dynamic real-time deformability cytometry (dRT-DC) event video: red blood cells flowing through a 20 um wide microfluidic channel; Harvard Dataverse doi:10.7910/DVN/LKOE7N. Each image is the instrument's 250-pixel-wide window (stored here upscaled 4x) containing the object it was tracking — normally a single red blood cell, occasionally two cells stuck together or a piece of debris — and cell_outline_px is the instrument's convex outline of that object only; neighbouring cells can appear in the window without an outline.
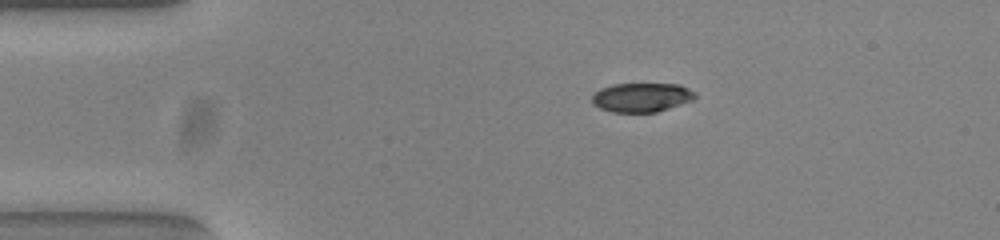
{"species": "common noctule bat (a hibernating species)", "species_latin": "Nyctalus noctula", "temperature_condition": "warm", "stored_images_in_passage": 44, "camera_frame_rate_fps": 3000, "um_per_image_px": 0.085, "animal": {"sex": "female", "body_mass_g": 23.0, "forearm_length_mm": 53.4}, "frame": {"image": 1, "passage_image": 1, "time_ms": 0.0, "image_size_px": [1000, 240], "cell_outline_px": [[696, 96], [692, 100], [656, 112], [612, 112], [600, 108], [592, 104], [592, 96], [600, 88], [612, 84], [680, 84], [696, 92]], "centroid_in_image_um": [54.52, 8.27], "position_along_channel_um": 30.5, "area_um2": 17.46}}
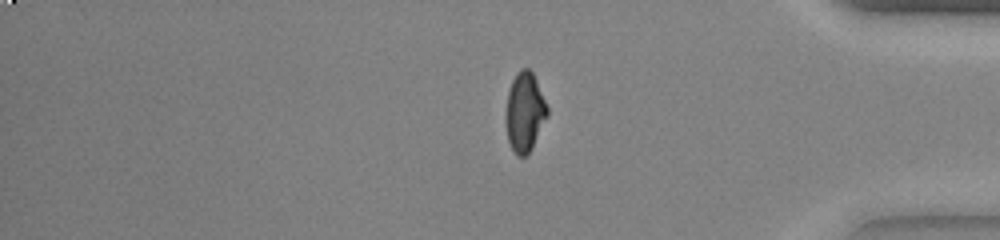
{"frame": {"image": 2, "passage_image": 35, "time_ms": 11.333, "image_size_px": [1000, 240], "cell_outline_px": [[548, 116], [532, 148], [524, 156], [516, 156], [508, 140], [504, 120], [504, 116], [508, 92], [512, 80], [516, 72], [520, 68], [528, 68], [532, 72], [536, 80], [548, 108]], "centroid_in_image_um": [44.58, 9.52], "position_along_channel_um": 390.6, "area_um2": 19.36}}
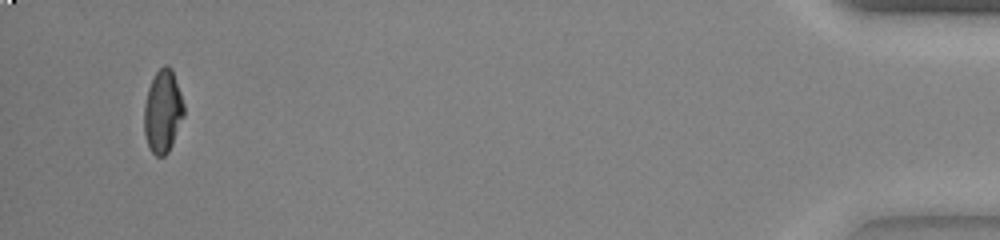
{"frame": {"image": 3, "passage_image": 42, "time_ms": 13.667, "image_size_px": [1000, 240], "cell_outline_px": [[184, 116], [172, 144], [168, 152], [164, 156], [156, 156], [152, 152], [148, 144], [144, 132], [144, 104], [148, 88], [152, 76], [164, 64], [168, 64], [172, 68], [184, 104]], "centroid_in_image_um": [13.83, 9.43], "position_along_channel_um": 421.4, "area_um2": 19.31}, "authors_computed_cell_mechanics": {"area_um2": 19.1607, "velocity_mm_per_s": 3.8502, "shape_relaxation_time_tau1_ms": 4.7023, "shape_relaxation_time_tau2_ms": 1.9238, "deformation_change_tau1": 0.1916, "deformation_change_tau2": 0.0458}}